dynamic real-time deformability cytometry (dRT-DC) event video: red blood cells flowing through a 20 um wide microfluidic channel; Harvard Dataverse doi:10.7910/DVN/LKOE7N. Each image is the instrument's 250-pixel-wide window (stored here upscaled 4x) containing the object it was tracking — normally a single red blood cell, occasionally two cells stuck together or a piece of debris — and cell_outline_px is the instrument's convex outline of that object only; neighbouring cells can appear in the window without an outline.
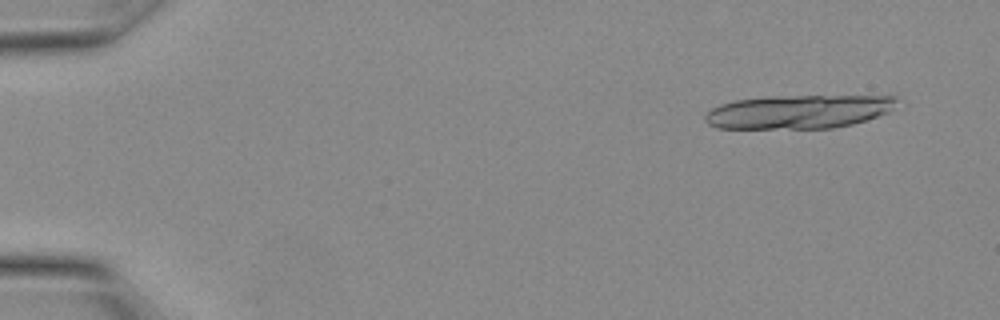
{"species": "Egyptian fruit bat (a non-hibernating species)", "species_latin": "Rousettus aegyptiacus", "temperature_condition": "warm", "stored_images_in_passage": 10, "camera_frame_rate_fps": 3000, "um_per_image_px": 0.085, "animal": {"sex": "female"}, "frame": {"image": 1, "passage_image": 2, "time_ms": 0.333, "image_size_px": [1000, 320], "cell_outline_px": [[900, 96], [892, 108], [888, 112], [852, 124], [832, 128], [716, 128], [708, 124], [704, 120], [704, 116], [712, 108], [720, 104], [736, 100], [764, 96]], "centroid_in_image_um": [67.84, 9.49], "position_along_channel_um": 17.2, "area_um2": 37.51}}